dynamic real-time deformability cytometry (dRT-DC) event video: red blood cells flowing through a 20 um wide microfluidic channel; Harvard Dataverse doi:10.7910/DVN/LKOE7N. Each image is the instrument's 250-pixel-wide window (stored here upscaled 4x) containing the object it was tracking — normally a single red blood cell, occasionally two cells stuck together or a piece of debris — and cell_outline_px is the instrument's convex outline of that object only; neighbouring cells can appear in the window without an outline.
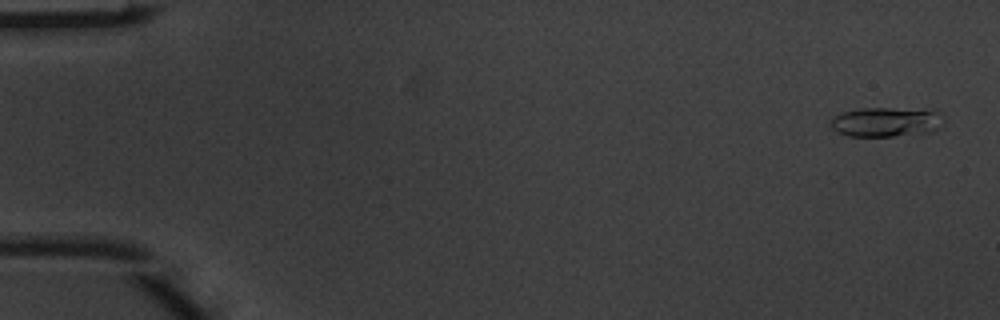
{"species": "common noctule bat (a hibernating species)", "species_latin": "Nyctalus noctula", "temperature_condition": "warm", "stored_images_in_passage": 4, "camera_frame_rate_fps": 3000, "um_per_image_px": 0.085, "animal": {"sex": "male", "body_mass_g": 20.1, "forearm_length_mm": 53.5}, "frame": {"image": 1, "passage_image": 1, "time_ms": 0.0, "image_size_px": [1000, 320], "cell_outline_px": [[944, 124], [932, 132], [892, 136], [848, 136], [836, 132], [832, 128], [832, 116], [844, 112], [860, 108], [888, 108], [936, 112]], "centroid_in_image_um": [75.24, 10.39], "position_along_channel_um": 9.8, "area_um2": 19.02}}